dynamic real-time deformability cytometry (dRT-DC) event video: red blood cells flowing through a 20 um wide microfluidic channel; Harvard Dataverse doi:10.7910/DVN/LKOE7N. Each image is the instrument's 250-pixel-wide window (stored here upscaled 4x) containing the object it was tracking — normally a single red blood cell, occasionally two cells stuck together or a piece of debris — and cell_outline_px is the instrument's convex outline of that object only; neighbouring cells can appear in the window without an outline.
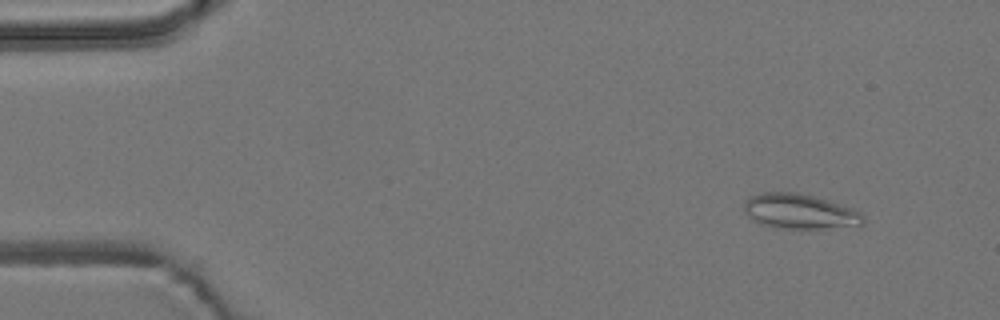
{"species": "common noctule bat (a hibernating species)", "species_latin": "Nyctalus noctula", "temperature_condition": "room temperature", "stored_images_in_passage": 4, "camera_frame_rate_fps": 3000, "um_per_image_px": 0.085, "animal": {"sex": "male", "body_mass_g": 19.2, "forearm_length_mm": 51.8}, "frame": {"image": 1, "passage_image": 1, "time_ms": 0.0, "image_size_px": [1000, 320], "cell_outline_px": [[864, 224], [820, 228], [772, 228], [760, 224], [752, 220], [744, 212], [744, 200], [748, 196], [764, 192], [796, 192], [812, 196], [852, 208], [860, 212], [864, 216]], "centroid_in_image_um": [67.89, 17.97], "position_along_channel_um": 17.1, "area_um2": 24.16}}